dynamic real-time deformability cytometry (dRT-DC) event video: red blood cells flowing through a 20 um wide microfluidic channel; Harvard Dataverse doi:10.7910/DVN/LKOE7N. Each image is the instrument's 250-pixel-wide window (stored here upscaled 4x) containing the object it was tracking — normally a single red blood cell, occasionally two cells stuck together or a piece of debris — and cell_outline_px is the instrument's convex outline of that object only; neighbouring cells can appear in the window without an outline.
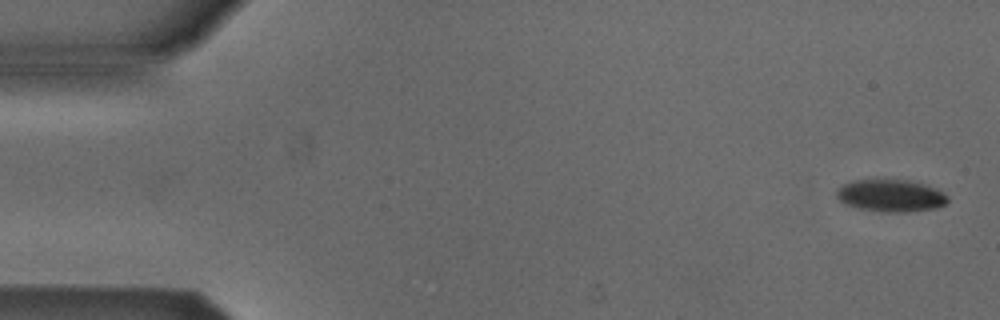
{"species": "Egyptian fruit bat (a non-hibernating species)", "species_latin": "Rousettus aegyptiacus", "temperature_condition": "cold", "stored_images_in_passage": 9, "camera_frame_rate_fps": 3000, "um_per_image_px": 0.085, "animal": {"sex": "male"}, "frame": {"image": 1, "passage_image": 1, "time_ms": 0.0, "image_size_px": [1000, 320], "cell_outline_px": [[948, 200], [944, 204], [936, 208], [908, 212], [884, 212], [856, 208], [844, 204], [836, 196], [836, 188], [840, 184], [852, 180], [908, 180], [924, 184], [936, 188], [944, 192], [948, 196]], "centroid_in_image_um": [75.68, 16.63], "position_along_channel_um": 9.3, "area_um2": 21.15}}
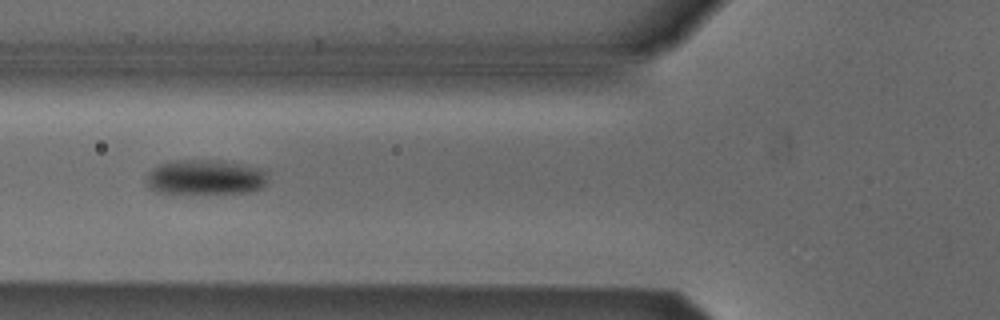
{"frame": {"image": 2, "passage_image": 6, "time_ms": 6.0, "image_size_px": [1000, 320], "cell_outline_px": [[268, 176], [264, 188], [256, 192], [156, 192], [148, 188], [148, 172], [152, 168], [160, 164], [172, 160], [216, 160], [240, 164], [260, 168]], "centroid_in_image_um": [17.48, 15.05], "position_along_channel_um": 108.3, "area_um2": 24.51}}
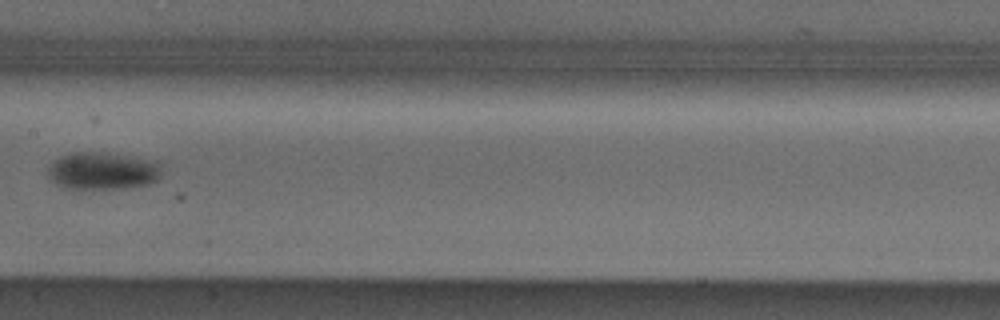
{"frame": {"image": 3, "passage_image": 8, "time_ms": 8.333, "image_size_px": [1000, 320], "cell_outline_px": [[160, 176], [156, 180], [148, 184], [124, 188], [64, 188], [48, 180], [48, 168], [60, 156], [72, 152], [92, 152], [128, 156], [156, 160], [160, 164]], "centroid_in_image_um": [8.7, 14.53], "position_along_channel_um": 198.7, "area_um2": 24.62}}